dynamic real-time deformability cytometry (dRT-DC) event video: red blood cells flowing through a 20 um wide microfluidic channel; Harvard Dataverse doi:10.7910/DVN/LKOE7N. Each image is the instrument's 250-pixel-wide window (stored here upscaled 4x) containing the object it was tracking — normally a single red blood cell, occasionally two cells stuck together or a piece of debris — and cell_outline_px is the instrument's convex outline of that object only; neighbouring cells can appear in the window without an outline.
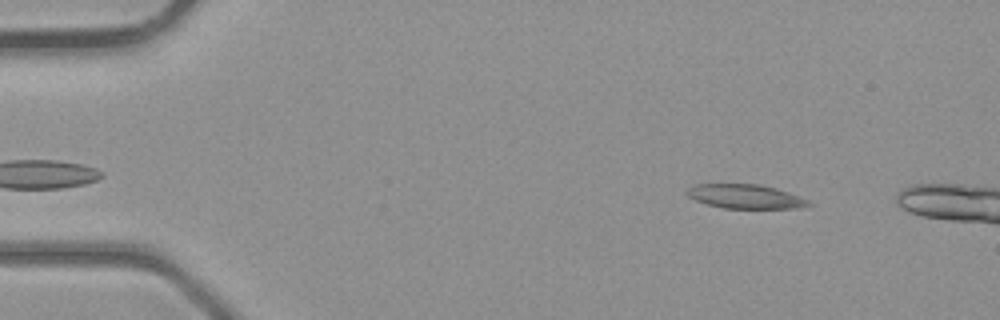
{"species": "common noctule bat (a hibernating species)", "species_latin": "Nyctalus noctula", "temperature_condition": "room temperature", "stored_images_in_passage": 7, "camera_frame_rate_fps": 3000, "um_per_image_px": 0.085, "animal": {"sex": "male", "body_mass_g": 23.1, "forearm_length_mm": 52.7}, "frame": {"image": 1, "passage_image": 4, "time_ms": 1.0, "image_size_px": [1000, 320], "cell_outline_px": [[812, 204], [796, 208], [724, 208], [708, 204], [696, 200], [688, 196], [684, 192], [688, 188], [696, 184], [760, 184], [776, 188], [788, 192], [808, 200]], "centroid_in_image_um": [63.33, 16.69], "position_along_channel_um": 21.7, "area_um2": 16.94}}